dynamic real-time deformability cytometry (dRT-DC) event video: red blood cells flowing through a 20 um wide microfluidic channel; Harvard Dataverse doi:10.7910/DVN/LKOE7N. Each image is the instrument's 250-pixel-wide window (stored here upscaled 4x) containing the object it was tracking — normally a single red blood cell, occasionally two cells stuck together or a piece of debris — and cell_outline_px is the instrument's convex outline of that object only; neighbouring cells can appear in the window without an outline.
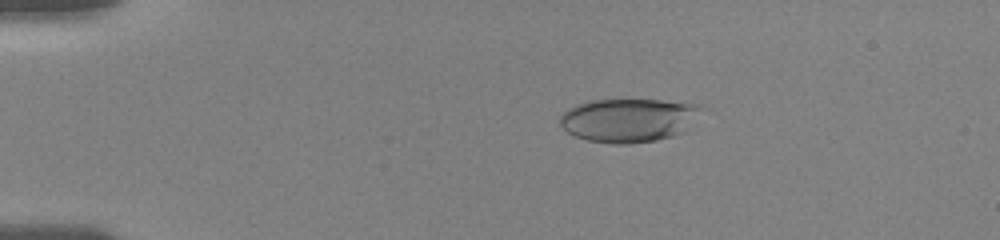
{"species": "human", "species_latin": "Homo sapiens", "temperature_condition": "room temperature", "stored_images_in_passage": 15, "camera_frame_rate_fps": 3000, "um_per_image_px": 0.085, "donor": {"sex": "female"}, "frame": {"image": 1, "passage_image": 5, "time_ms": 3.0, "image_size_px": [1000, 240], "cell_outline_px": [[700, 108], [684, 132], [672, 136], [656, 140], [628, 144], [612, 144], [588, 140], [576, 136], [568, 132], [560, 124], [560, 116], [568, 108], [576, 104], [588, 100], [660, 100], [700, 104]], "centroid_in_image_um": [53.37, 10.21], "position_along_channel_um": 31.6, "area_um2": 35.6}}
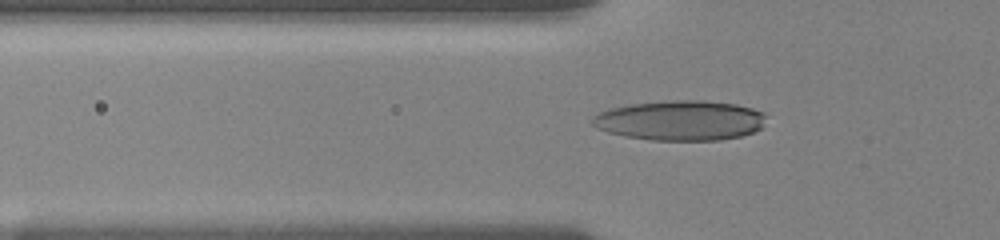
{"frame": {"image": 2, "passage_image": 10, "time_ms": 5.667, "image_size_px": [1000, 240], "cell_outline_px": [[764, 116], [760, 128], [752, 132], [740, 136], [720, 140], [652, 140], [624, 136], [608, 132], [596, 128], [592, 124], [592, 116], [600, 112], [612, 108], [628, 104], [672, 100], [700, 100], [736, 104], [752, 108], [764, 112]], "centroid_in_image_um": [57.79, 10.23], "position_along_channel_um": 68.0, "area_um2": 40.34}}
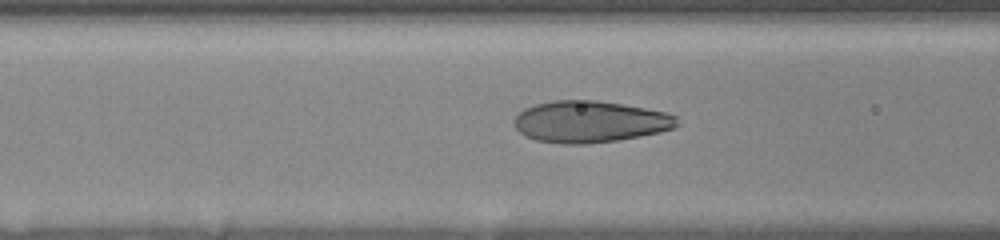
{"frame": {"image": 3, "passage_image": 14, "time_ms": 7.0, "image_size_px": [1000, 240], "cell_outline_px": [[680, 124], [676, 128], [660, 132], [640, 136], [616, 140], [584, 144], [560, 144], [536, 140], [524, 136], [512, 124], [512, 120], [524, 108], [536, 104], [552, 100], [596, 100], [668, 112], [676, 116]], "centroid_in_image_um": [50.14, 10.34], "position_along_channel_um": 116.5, "area_um2": 39.77}}